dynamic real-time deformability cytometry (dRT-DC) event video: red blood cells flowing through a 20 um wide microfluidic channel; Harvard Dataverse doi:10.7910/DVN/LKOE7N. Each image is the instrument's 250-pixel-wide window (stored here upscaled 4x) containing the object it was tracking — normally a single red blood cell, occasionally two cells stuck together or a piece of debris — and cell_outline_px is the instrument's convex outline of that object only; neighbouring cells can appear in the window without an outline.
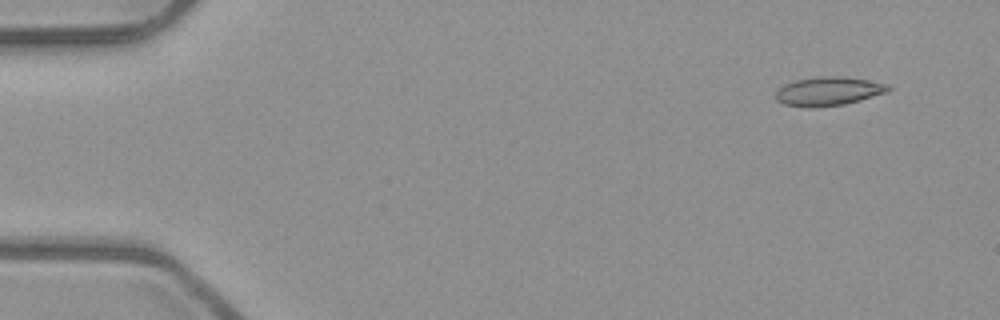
{"species": "common noctule bat (a hibernating species)", "species_latin": "Nyctalus noctula", "temperature_condition": "room temperature", "stored_images_in_passage": 7, "camera_frame_rate_fps": 3000, "um_per_image_px": 0.085, "animal": {"sex": "male", "body_mass_g": 23.1, "forearm_length_mm": 52.7}, "frame": {"image": 1, "passage_image": 1, "time_ms": 0.0, "image_size_px": [1000, 320], "cell_outline_px": [[892, 88], [884, 92], [860, 100], [844, 104], [816, 108], [808, 108], [784, 104], [776, 100], [776, 92], [784, 84], [796, 80], [824, 76], [840, 76], [868, 80], [888, 84]], "centroid_in_image_um": [70.39, 7.76], "position_along_channel_um": 14.6, "area_um2": 18.73}}
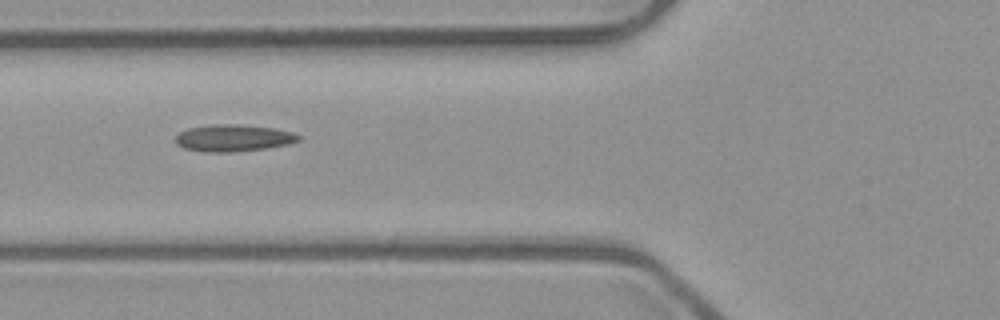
{"frame": {"image": 2, "passage_image": 5, "time_ms": 1.333, "image_size_px": [1000, 320], "cell_outline_px": [[300, 140], [292, 144], [264, 148], [232, 152], [208, 152], [184, 148], [176, 144], [176, 136], [180, 132], [188, 128], [212, 124], [240, 124], [276, 128], [292, 132], [300, 136]], "centroid_in_image_um": [19.86, 11.72], "position_along_channel_um": 105.9, "area_um2": 19.36}}
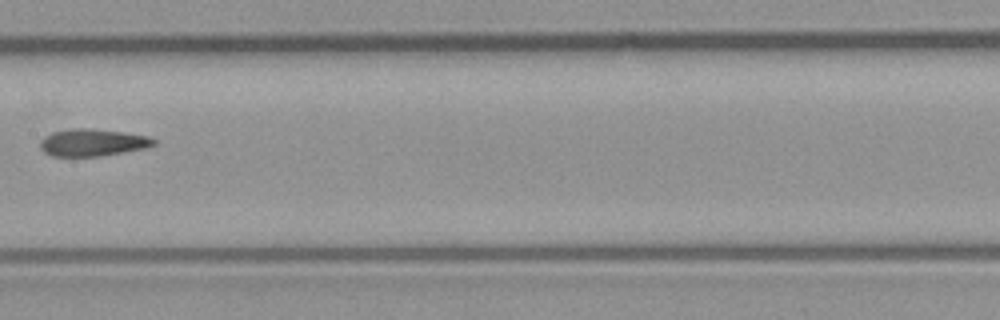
{"frame": {"image": 3, "passage_image": 7, "time_ms": 2.0, "image_size_px": [1000, 320], "cell_outline_px": [[156, 144], [144, 148], [100, 156], [52, 156], [44, 152], [40, 148], [40, 140], [44, 136], [52, 132], [72, 128], [84, 128], [120, 132], [148, 136], [156, 140]], "centroid_in_image_um": [7.82, 12.12], "position_along_channel_um": 199.6, "area_um2": 17.8}}